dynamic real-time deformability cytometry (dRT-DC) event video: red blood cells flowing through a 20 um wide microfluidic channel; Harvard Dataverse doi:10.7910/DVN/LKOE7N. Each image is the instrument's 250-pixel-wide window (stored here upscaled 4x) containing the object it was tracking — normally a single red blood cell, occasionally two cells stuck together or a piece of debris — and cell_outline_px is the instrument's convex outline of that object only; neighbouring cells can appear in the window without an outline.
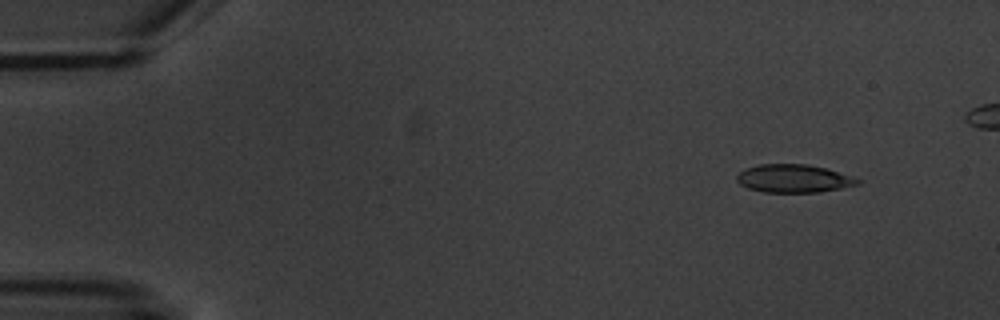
{"species": "common noctule bat (a hibernating species)", "species_latin": "Nyctalus noctula", "temperature_condition": "warm", "stored_images_in_passage": 6, "segment_of_instrument_passage": [2, 2], "camera_frame_rate_fps": 3000, "um_per_image_px": 0.085, "animal": {"sex": "male", "body_mass_g": 20.1, "forearm_length_mm": 53.5}, "frame": {"image": 1, "passage_image": 6, "time_ms": 7.0, "image_size_px": [1000, 320], "cell_outline_px": [[860, 184], [820, 192], [764, 192], [748, 188], [740, 184], [736, 180], [736, 176], [744, 168], [756, 164], [808, 164], [824, 168], [860, 180]], "centroid_in_image_um": [67.39, 15.17], "position_along_channel_um": 17.6, "area_um2": 19.59}}